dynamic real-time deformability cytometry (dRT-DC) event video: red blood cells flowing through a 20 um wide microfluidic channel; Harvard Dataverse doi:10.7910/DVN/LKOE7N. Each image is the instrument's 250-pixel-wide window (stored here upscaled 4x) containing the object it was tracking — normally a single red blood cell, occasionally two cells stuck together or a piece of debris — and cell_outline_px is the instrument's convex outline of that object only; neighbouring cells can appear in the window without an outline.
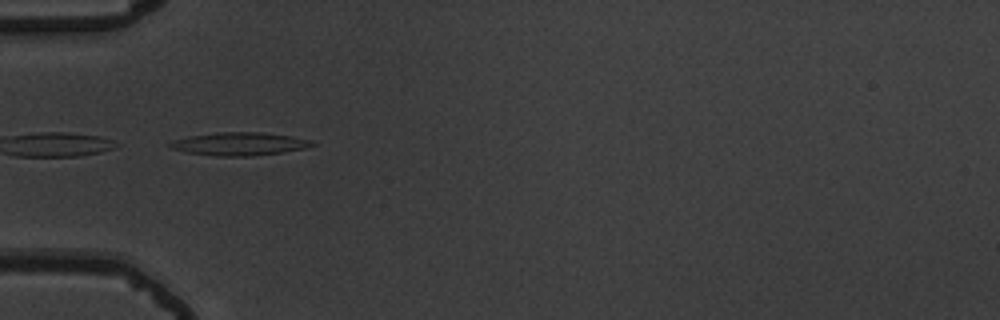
{"species": "common noctule bat (a hibernating species)", "species_latin": "Nyctalus noctula", "temperature_condition": "warm", "stored_images_in_passage": 37, "camera_frame_rate_fps": 3000, "um_per_image_px": 0.085, "animal": {"sex": "male", "body_mass_g": 19.5, "forearm_length_mm": 54.6}, "frame": {"image": 1, "passage_image": 1, "time_ms": 0.0, "image_size_px": [1000, 320], "cell_outline_px": [[316, 144], [304, 148], [280, 152], [252, 156], [216, 156], [184, 152], [172, 148], [168, 144], [176, 140], [192, 136], [216, 132], [260, 132], [292, 136], [312, 140]], "centroid_in_image_um": [20.37, 12.23], "position_along_channel_um": 64.6, "area_um2": 18.84}}
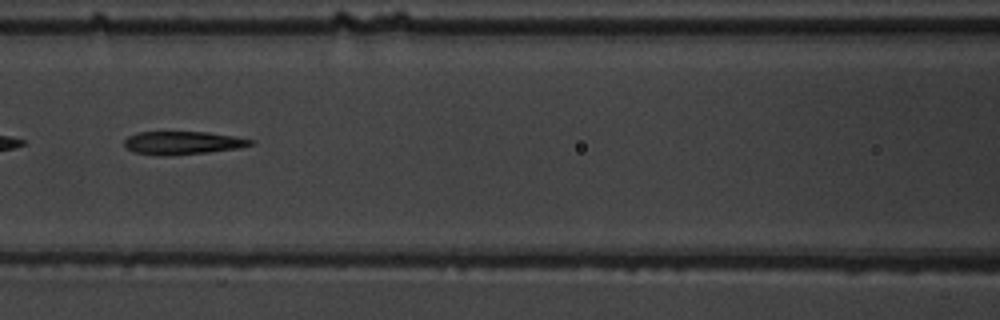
{"frame": {"image": 2, "passage_image": 8, "time_ms": 2.333, "image_size_px": [1000, 320], "cell_outline_px": [[256, 140], [252, 144], [240, 148], [208, 152], [168, 156], [160, 156], [132, 152], [124, 144], [124, 140], [128, 136], [140, 132], [208, 132]], "centroid_in_image_um": [15.52, 12.15], "position_along_channel_um": 151.1, "area_um2": 17.05}}
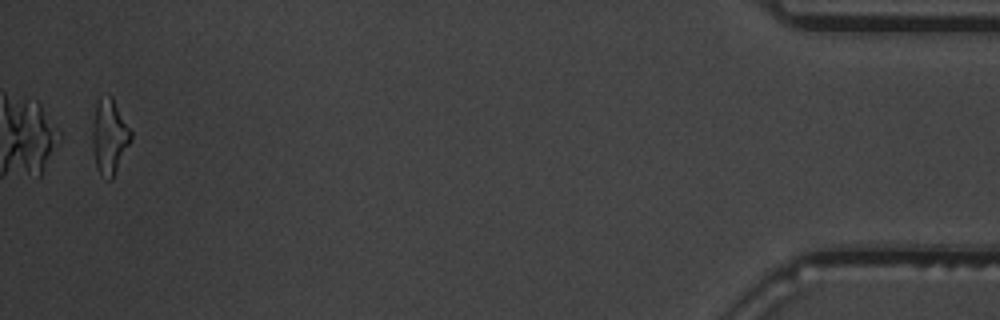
{"frame": {"image": 3, "passage_image": 36, "time_ms": 11.667, "image_size_px": [1000, 320], "cell_outline_px": [[132, 140], [112, 180], [108, 180], [100, 176], [96, 168], [92, 148], [92, 120], [96, 104], [100, 96], [112, 96], [132, 132]], "centroid_in_image_um": [9.29, 11.64], "position_along_channel_um": 425.9, "area_um2": 17.22}, "authors_computed_cell_mechanics": {"area_um2": 17.6868, "velocity_mm_per_s": 3.802, "shape_relaxation_time_tau1_ms": 9.2489, "shape_relaxation_time_tau2_ms": 2.8314, "deformation_change_tau1": 0.2664, "deformation_change_tau2": 0.1582}}